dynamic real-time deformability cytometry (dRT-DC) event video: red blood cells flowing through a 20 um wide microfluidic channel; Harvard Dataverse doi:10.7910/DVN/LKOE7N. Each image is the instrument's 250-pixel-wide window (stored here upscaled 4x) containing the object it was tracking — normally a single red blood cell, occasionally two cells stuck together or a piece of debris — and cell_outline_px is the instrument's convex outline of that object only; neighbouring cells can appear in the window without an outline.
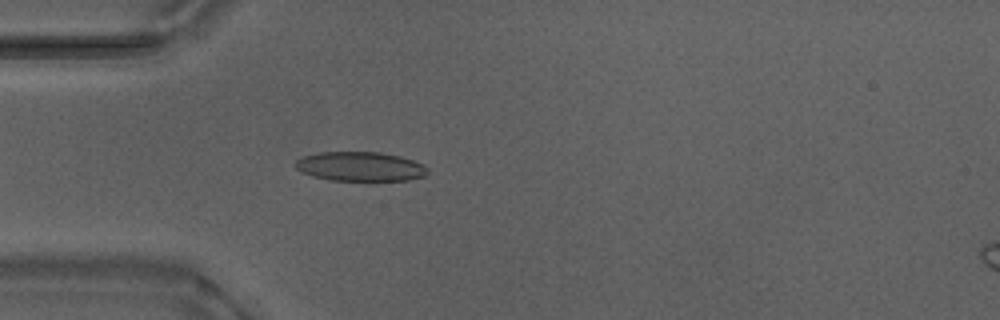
{"species": "Egyptian fruit bat (a non-hibernating species)", "species_latin": "Rousettus aegyptiacus", "temperature_condition": "warm", "stored_images_in_passage": 36, "camera_frame_rate_fps": 3000, "um_per_image_px": 0.085, "animal": {"sex": "male"}, "frame": {"image": 1, "passage_image": 1, "time_ms": 0.0, "image_size_px": [1000, 320], "cell_outline_px": [[428, 172], [424, 176], [408, 180], [328, 180], [312, 176], [296, 168], [296, 160], [304, 156], [320, 152], [380, 152], [400, 156], [424, 164], [428, 168]], "centroid_in_image_um": [30.65, 14.15], "position_along_channel_um": 54.4, "area_um2": 22.48}, "authors_computed_cell_mechanics": {"area_um2": 22.0507, "velocity_mm_per_s": 3.8843, "shape_relaxation_time_tau1_ms": 10.1868, "shape_relaxation_time_tau2_ms": 1.2929, "deformation_change_tau1": 0.2576, "deformation_change_tau2": 0.0687}}